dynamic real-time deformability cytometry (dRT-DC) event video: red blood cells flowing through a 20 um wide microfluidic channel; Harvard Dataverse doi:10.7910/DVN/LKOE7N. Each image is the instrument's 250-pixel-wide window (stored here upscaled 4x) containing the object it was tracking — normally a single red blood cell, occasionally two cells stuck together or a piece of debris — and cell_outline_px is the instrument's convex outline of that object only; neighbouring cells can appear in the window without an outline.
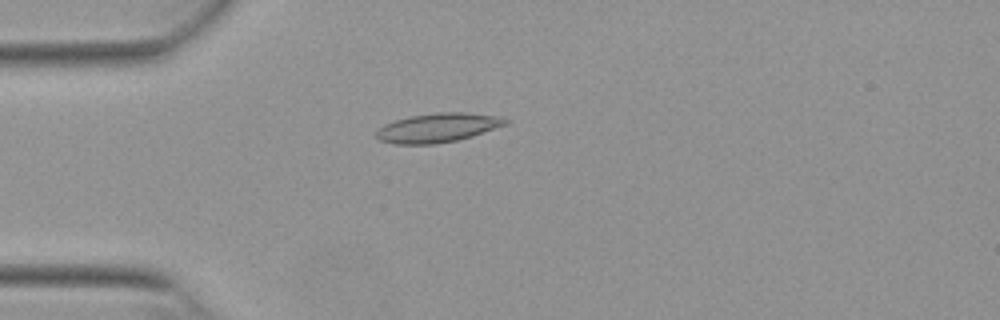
{"species": "Egyptian fruit bat (a non-hibernating species)", "species_latin": "Rousettus aegyptiacus", "temperature_condition": "warm", "stored_images_in_passage": 37, "camera_frame_rate_fps": 3000, "um_per_image_px": 0.085, "animal": {"sex": "female"}, "frame": {"image": 1, "passage_image": 15, "time_ms": 4.667, "image_size_px": [1000, 320], "cell_outline_px": [[508, 124], [472, 136], [456, 140], [436, 144], [396, 144], [380, 140], [376, 136], [376, 132], [384, 124], [408, 116], [436, 112], [464, 112], [504, 116], [508, 120]], "centroid_in_image_um": [37.25, 10.84], "position_along_channel_um": 47.8, "area_um2": 22.02}}
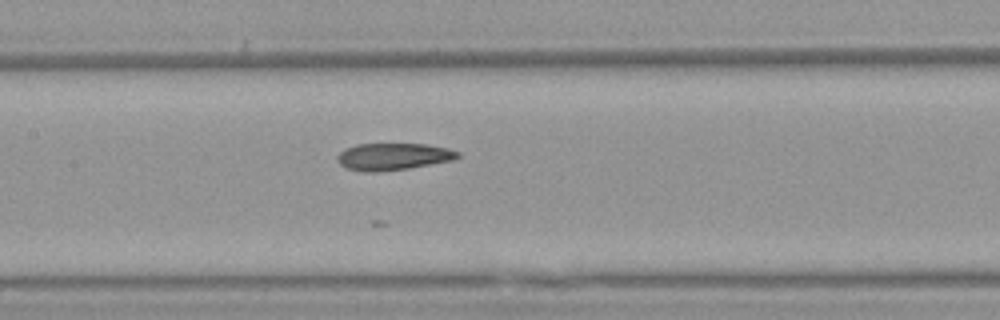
{"frame": {"image": 2, "passage_image": 26, "time_ms": 8.333, "image_size_px": [1000, 320], "cell_outline_px": [[460, 156], [456, 160], [408, 168], [376, 172], [364, 172], [344, 168], [336, 160], [336, 156], [344, 148], [356, 144], [428, 144], [448, 148], [460, 152]], "centroid_in_image_um": [33.41, 13.31], "position_along_channel_um": 174.0, "area_um2": 19.25}}
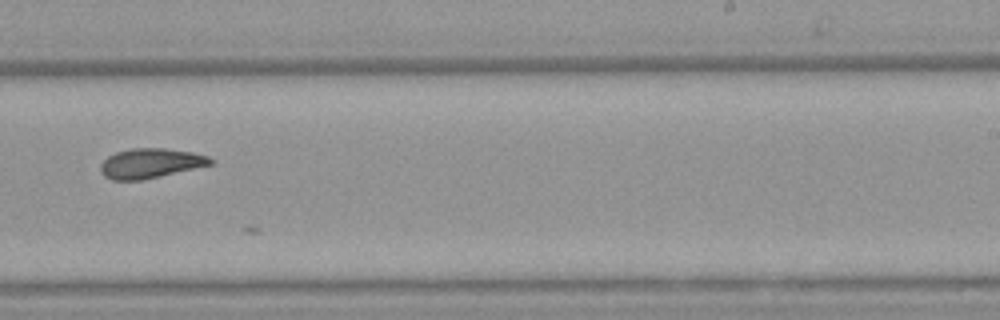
{"frame": {"image": 3, "passage_image": 34, "time_ms": 11.0, "image_size_px": [1000, 320], "cell_outline_px": [[216, 164], [160, 176], [140, 180], [112, 180], [104, 176], [100, 172], [100, 164], [108, 156], [116, 152], [132, 148], [164, 148], [192, 152], [208, 156], [216, 160]], "centroid_in_image_um": [12.83, 13.88], "position_along_channel_um": 276.2, "area_um2": 19.25}}